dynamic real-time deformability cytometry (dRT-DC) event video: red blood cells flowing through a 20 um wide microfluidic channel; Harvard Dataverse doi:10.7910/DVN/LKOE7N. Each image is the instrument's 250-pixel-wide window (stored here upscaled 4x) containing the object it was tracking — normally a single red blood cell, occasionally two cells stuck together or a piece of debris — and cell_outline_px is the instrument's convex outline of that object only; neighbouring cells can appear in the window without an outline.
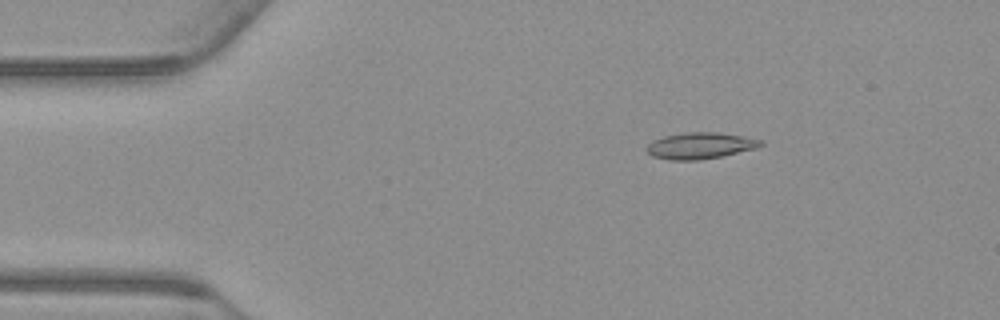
{"species": "common noctule bat (a hibernating species)", "species_latin": "Nyctalus noctula", "temperature_condition": "warm", "stored_images_in_passage": 49, "camera_frame_rate_fps": 3000, "um_per_image_px": 0.085, "animal": {"sex": "male", "body_mass_g": 23.1, "forearm_length_mm": 52.7}, "frame": {"image": 1, "passage_image": 3, "time_ms": 0.667, "image_size_px": [1000, 320], "cell_outline_px": [[764, 144], [756, 148], [720, 156], [700, 160], [668, 160], [652, 156], [644, 148], [652, 140], [664, 136], [684, 132], [716, 132], [744, 136], [764, 140]], "centroid_in_image_um": [59.49, 12.37], "position_along_channel_um": 25.5, "area_um2": 17.63}}
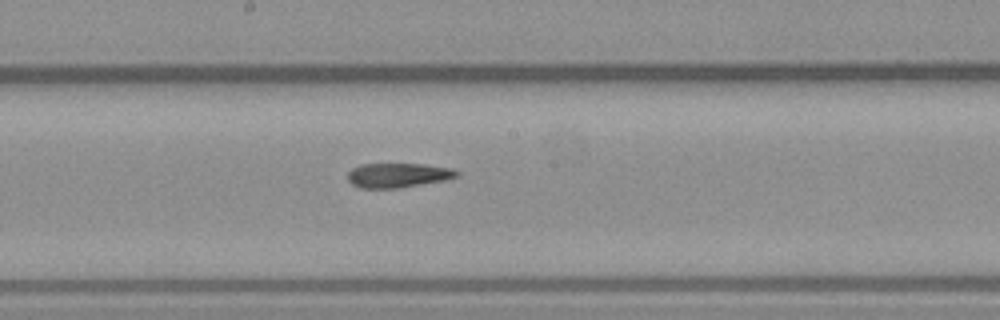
{"frame": {"image": 2, "passage_image": 23, "time_ms": 7.333, "image_size_px": [1000, 320], "cell_outline_px": [[460, 176], [444, 180], [400, 188], [360, 188], [352, 184], [348, 180], [348, 172], [352, 168], [360, 164], [424, 164], [452, 168], [460, 172]], "centroid_in_image_um": [33.84, 14.89], "position_along_channel_um": 214.4, "area_um2": 15.66}}
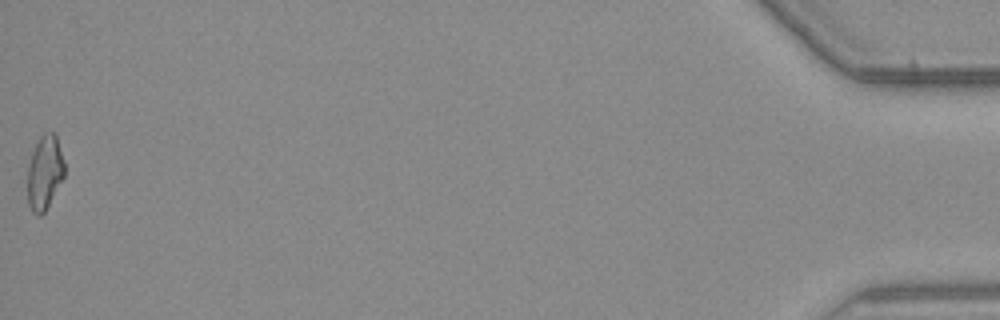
{"frame": {"image": 3, "passage_image": 49, "time_ms": 16.0, "image_size_px": [1000, 320], "cell_outline_px": [[64, 176], [44, 212], [40, 216], [36, 216], [32, 212], [28, 204], [28, 164], [32, 152], [40, 136], [44, 132], [56, 132], [64, 164]], "centroid_in_image_um": [3.78, 14.65], "position_along_channel_um": 431.4, "area_um2": 15.9}, "authors_computed_cell_mechanics": {"area_um2": 16.4152, "velocity_mm_per_s": 3.7766, "shape_relaxation_time_tau1_ms": null, "shape_relaxation_time_tau2_ms": 5.0639, "deformation_change_tau1": null, "deformation_change_tau2": 0.1383}}